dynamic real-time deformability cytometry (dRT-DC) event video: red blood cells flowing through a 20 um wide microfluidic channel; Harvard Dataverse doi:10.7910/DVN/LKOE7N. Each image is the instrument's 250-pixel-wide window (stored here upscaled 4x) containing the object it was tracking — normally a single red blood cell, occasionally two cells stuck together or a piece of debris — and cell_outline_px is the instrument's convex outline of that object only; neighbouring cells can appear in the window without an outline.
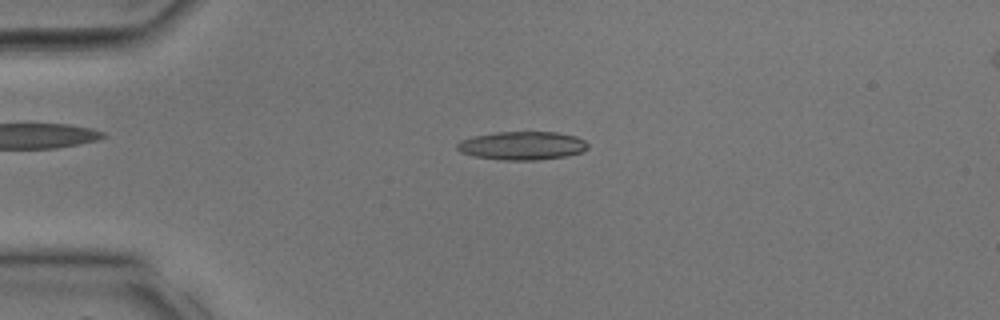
{"species": "common noctule bat (a hibernating species)", "species_latin": "Nyctalus noctula", "temperature_condition": "room temperature", "stored_images_in_passage": 10, "camera_frame_rate_fps": 3000, "um_per_image_px": 0.085, "animal": {"sex": "male", "body_mass_g": 17.9, "forearm_length_mm": 54.2}, "frame": {"image": 1, "passage_image": 4, "time_ms": 1.0, "image_size_px": [1000, 320], "cell_outline_px": [[588, 148], [580, 152], [568, 156], [536, 160], [500, 160], [476, 156], [460, 152], [456, 148], [456, 144], [460, 140], [472, 136], [496, 132], [556, 132], [576, 136], [584, 140], [588, 144]], "centroid_in_image_um": [44.37, 12.38], "position_along_channel_um": 40.6, "area_um2": 21.73}}
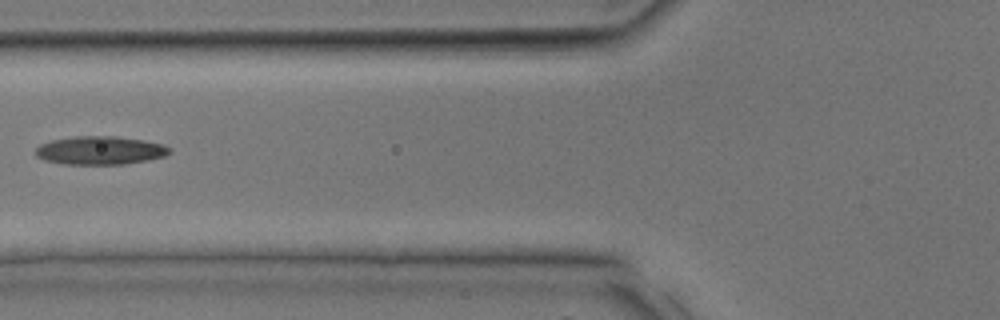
{"frame": {"image": 2, "passage_image": 9, "time_ms": 2.667, "image_size_px": [1000, 320], "cell_outline_px": [[172, 152], [164, 156], [148, 160], [124, 164], [64, 164], [44, 160], [36, 156], [36, 148], [40, 144], [52, 140], [76, 136], [116, 136], [144, 140], [164, 144], [172, 148]], "centroid_in_image_um": [8.54, 12.78], "position_along_channel_um": 117.3, "area_um2": 22.25}}